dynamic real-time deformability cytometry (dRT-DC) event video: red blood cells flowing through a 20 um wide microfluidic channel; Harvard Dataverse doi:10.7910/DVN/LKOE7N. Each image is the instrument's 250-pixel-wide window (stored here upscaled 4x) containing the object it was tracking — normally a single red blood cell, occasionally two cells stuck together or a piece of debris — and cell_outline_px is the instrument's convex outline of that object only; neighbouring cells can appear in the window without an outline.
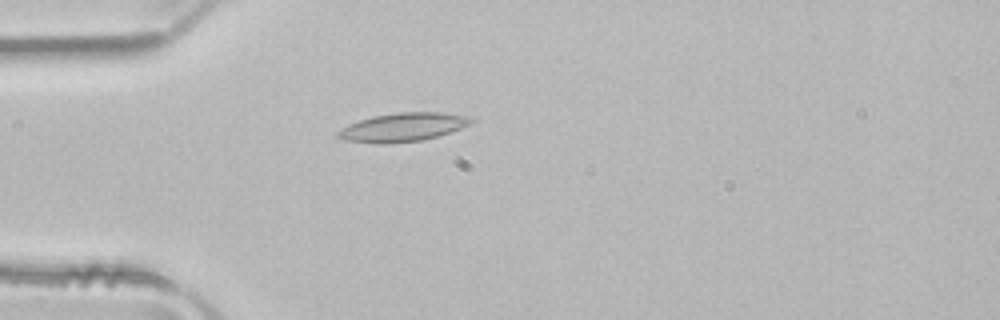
{"species": "common noctule bat (a hibernating species)", "species_latin": "Nyctalus noctula", "temperature_condition": "room temperature", "stored_images_in_passage": 40, "camera_frame_rate_fps": 3000, "um_per_image_px": 0.085, "animal": {"sex": "male", "body_mass_g": 21.5, "forearm_length_mm": 52.0}, "frame": {"image": 1, "passage_image": 3, "time_ms": 0.667, "image_size_px": [1000, 320], "cell_outline_px": [[476, 120], [460, 128], [436, 136], [420, 140], [384, 144], [344, 140], [336, 136], [336, 132], [348, 124], [372, 116], [396, 112], [440, 112], [476, 116]], "centroid_in_image_um": [34.26, 10.79], "position_along_channel_um": 50.7, "area_um2": 22.2}}
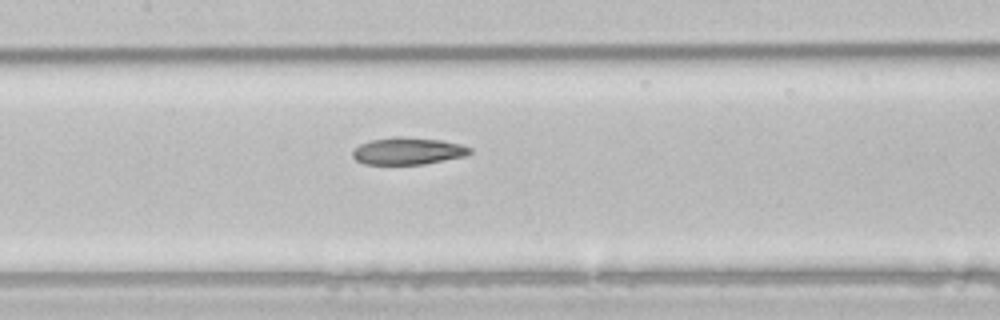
{"frame": {"image": 2, "passage_image": 13, "time_ms": 4.0, "image_size_px": [1000, 320], "cell_outline_px": [[472, 152], [464, 156], [424, 164], [364, 164], [356, 160], [352, 156], [352, 152], [360, 144], [372, 140], [392, 136], [400, 136], [440, 140], [460, 144], [472, 148]], "centroid_in_image_um": [34.66, 12.83], "position_along_channel_um": 172.7, "area_um2": 18.44}}
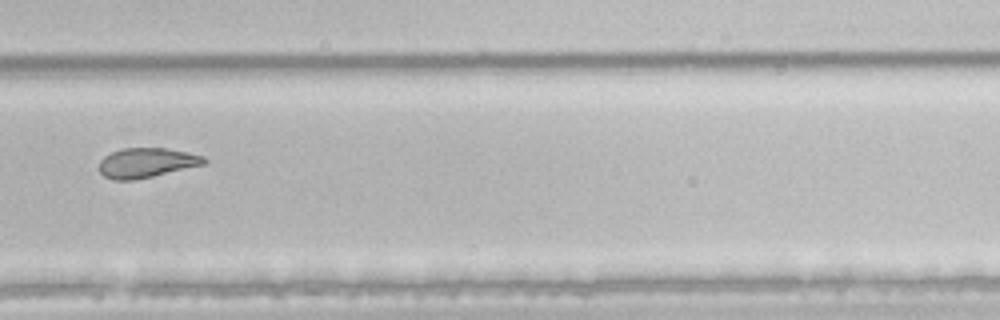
{"frame": {"image": 3, "passage_image": 24, "time_ms": 7.667, "image_size_px": [1000, 320], "cell_outline_px": [[208, 160], [204, 164], [152, 176], [132, 180], [112, 180], [104, 176], [100, 172], [100, 160], [104, 156], [112, 152], [124, 148], [168, 148], [188, 152], [204, 156]], "centroid_in_image_um": [12.46, 13.83], "position_along_channel_um": 317.3, "area_um2": 18.03}, "authors_computed_cell_mechanics": {"area_um2": 19.5075, "velocity_mm_per_s": 3.9677, "shape_relaxation_time_tau1_ms": null, "shape_relaxation_time_tau2_ms": 2.8843, "deformation_change_tau1": null, "deformation_change_tau2": 0.0921}}